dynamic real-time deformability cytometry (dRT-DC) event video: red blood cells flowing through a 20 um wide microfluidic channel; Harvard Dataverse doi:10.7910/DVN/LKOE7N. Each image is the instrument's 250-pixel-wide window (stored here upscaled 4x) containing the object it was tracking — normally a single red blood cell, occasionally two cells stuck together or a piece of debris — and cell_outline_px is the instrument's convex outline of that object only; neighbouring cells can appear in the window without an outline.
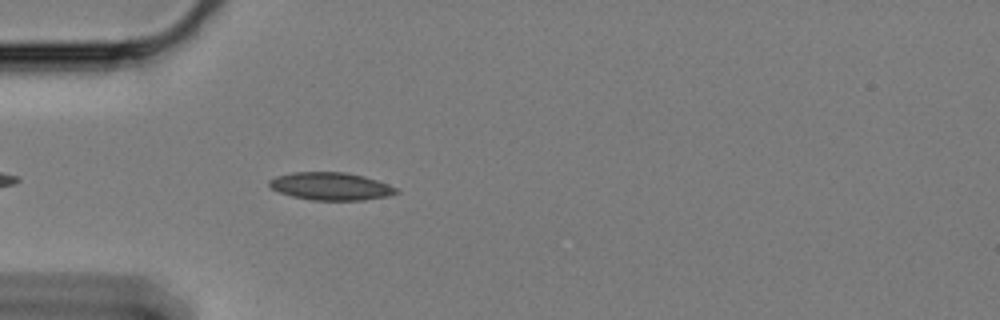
{"species": "Egyptian fruit bat (a non-hibernating species)", "species_latin": "Rousettus aegyptiacus", "temperature_condition": "cold", "stored_images_in_passage": 24, "camera_frame_rate_fps": 3000, "um_per_image_px": 0.085, "animal": {"sex": "female"}, "frame": {"image": 1, "passage_image": 5, "time_ms": 1.333, "image_size_px": [1000, 320], "cell_outline_px": [[400, 192], [388, 196], [364, 200], [312, 200], [292, 196], [280, 192], [272, 188], [268, 184], [268, 180], [276, 176], [292, 172], [344, 172], [364, 176], [388, 184], [396, 188]], "centroid_in_image_um": [28.11, 15.83], "position_along_channel_um": 56.9, "area_um2": 20.46}}
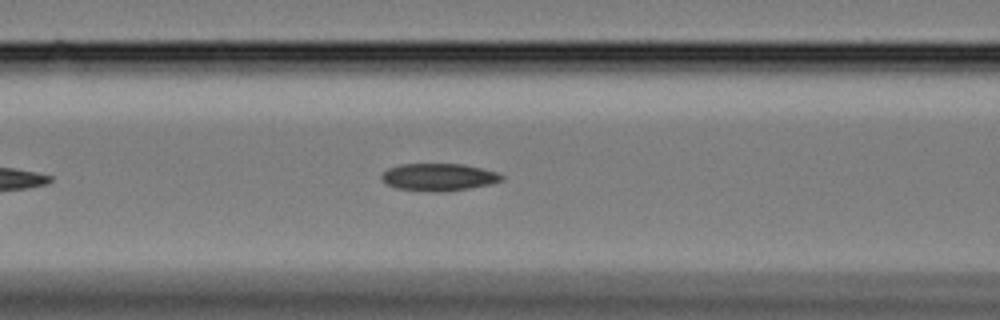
{"frame": {"image": 2, "passage_image": 12, "time_ms": 3.667, "image_size_px": [1000, 320], "cell_outline_px": [[504, 180], [492, 184], [444, 192], [432, 192], [396, 188], [388, 184], [380, 176], [388, 168], [400, 164], [460, 164], [480, 168], [496, 172], [504, 176]], "centroid_in_image_um": [37.3, 15.06], "position_along_channel_um": 129.3, "area_um2": 19.07}}
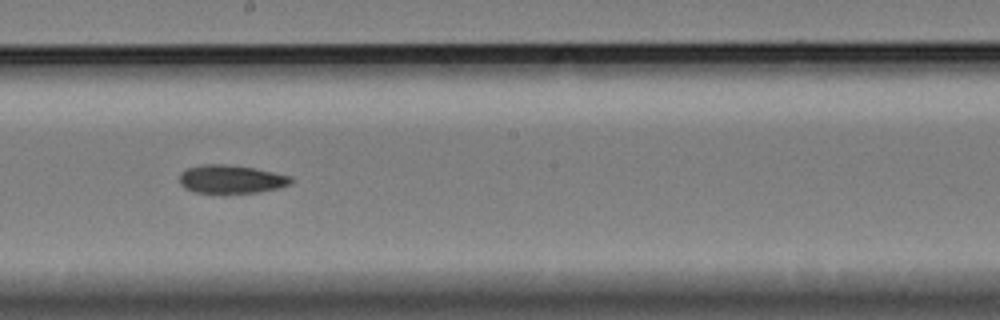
{"frame": {"image": 3, "passage_image": 21, "time_ms": 6.667, "image_size_px": [1000, 320], "cell_outline_px": [[296, 180], [292, 184], [280, 188], [260, 192], [196, 192], [184, 188], [180, 184], [180, 172], [188, 168], [204, 164], [224, 164], [252, 168], [292, 176]], "centroid_in_image_um": [19.7, 15.23], "position_along_channel_um": 228.5, "area_um2": 18.32}}